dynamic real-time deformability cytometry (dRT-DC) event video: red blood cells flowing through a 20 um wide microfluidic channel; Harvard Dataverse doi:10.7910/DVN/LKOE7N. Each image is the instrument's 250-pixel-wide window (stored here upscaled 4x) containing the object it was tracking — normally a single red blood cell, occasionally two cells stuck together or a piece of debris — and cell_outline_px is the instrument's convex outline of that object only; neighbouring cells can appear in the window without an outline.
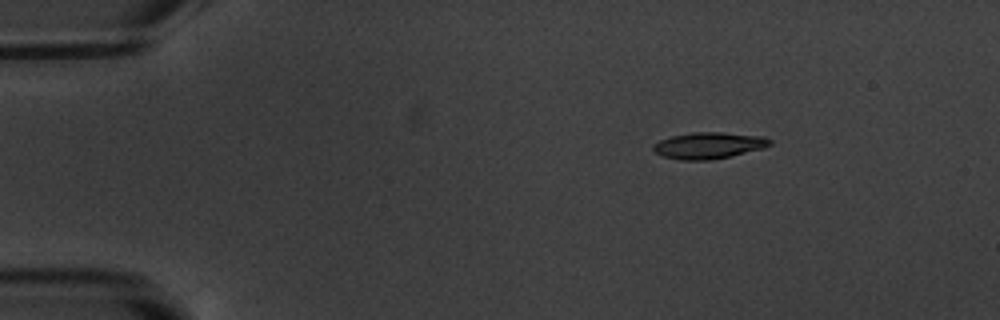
{"species": "common noctule bat (a hibernating species)", "species_latin": "Nyctalus noctula", "temperature_condition": "warm", "stored_images_in_passage": 17, "camera_frame_rate_fps": 3000, "um_per_image_px": 0.085, "animal": {"sex": "male", "body_mass_g": 20.1, "forearm_length_mm": 53.5}, "frame": {"image": 1, "passage_image": 3, "time_ms": 3.0, "image_size_px": [1000, 320], "cell_outline_px": [[772, 144], [764, 148], [728, 156], [708, 160], [680, 160], [664, 156], [656, 152], [652, 148], [652, 144], [660, 140], [672, 136], [692, 132], [720, 132], [764, 136], [772, 140]], "centroid_in_image_um": [60.25, 12.35], "position_along_channel_um": 24.8, "area_um2": 17.86}}
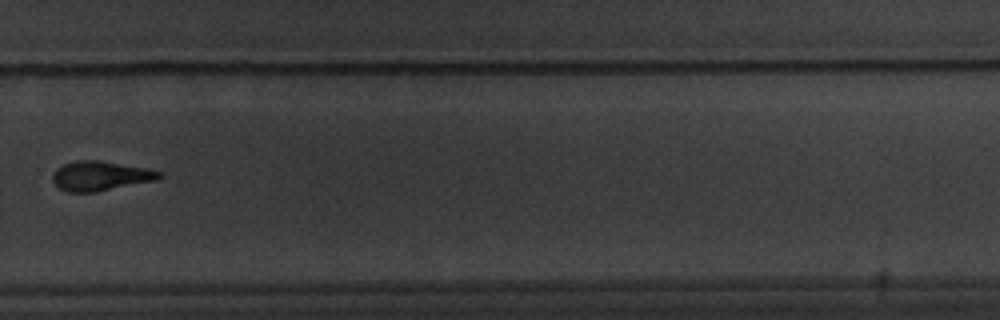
{"frame": {"image": 2, "passage_image": 12, "time_ms": 13.667, "image_size_px": [1000, 320], "cell_outline_px": [[164, 176], [156, 180], [96, 192], [68, 192], [60, 188], [52, 180], [52, 176], [56, 168], [64, 164], [76, 160], [100, 160], [144, 168], [160, 172]], "centroid_in_image_um": [8.51, 14.95], "position_along_channel_um": 321.3, "area_um2": 18.21}}
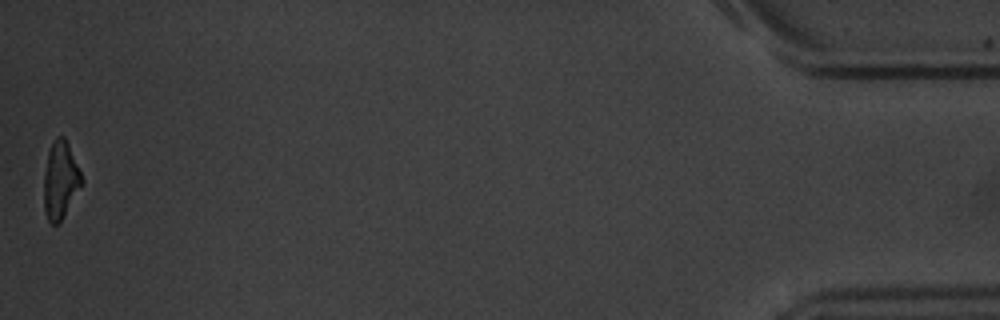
{"frame": {"image": 3, "passage_image": 17, "time_ms": 19.333, "image_size_px": [1000, 320], "cell_outline_px": [[84, 184], [60, 220], [56, 224], [52, 224], [48, 220], [44, 212], [44, 172], [48, 152], [56, 136], [64, 136], [68, 144], [84, 180]], "centroid_in_image_um": [5.14, 15.31], "position_along_channel_um": 430.1, "area_um2": 16.94}, "authors_computed_cell_mechanics": {"area_um2": 18.1492, "velocity_mm_per_s": 3.5083, "shape_relaxation_time_tau1_ms": 4.2612, "shape_relaxation_time_tau2_ms": 7.8107, "deformation_change_tau1": 0.164, "deformation_change_tau2": 0.1714}}